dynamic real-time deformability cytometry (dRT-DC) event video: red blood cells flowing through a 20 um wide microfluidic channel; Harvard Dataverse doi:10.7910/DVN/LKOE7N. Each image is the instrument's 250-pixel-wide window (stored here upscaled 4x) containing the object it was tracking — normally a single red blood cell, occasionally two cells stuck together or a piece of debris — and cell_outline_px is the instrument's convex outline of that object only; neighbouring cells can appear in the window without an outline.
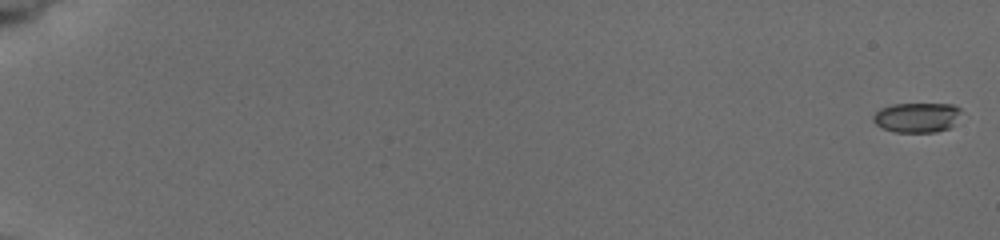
{"species": "common noctule bat (a hibernating species)", "species_latin": "Nyctalus noctula", "temperature_condition": "cold", "stored_images_in_passage": 12, "camera_frame_rate_fps": 3000, "um_per_image_px": 0.085, "animal": {"sex": "female", "body_mass_g": 19.5, "forearm_length_mm": 54.1}, "frame": {"image": 1, "passage_image": 1, "time_ms": 0.0, "image_size_px": [1000, 240], "cell_outline_px": [[960, 112], [952, 124], [948, 128], [936, 132], [896, 132], [884, 128], [876, 124], [872, 120], [872, 116], [880, 108], [892, 104], [952, 104], [960, 108]], "centroid_in_image_um": [77.89, 9.97], "position_along_channel_um": 7.1, "area_um2": 15.09}}
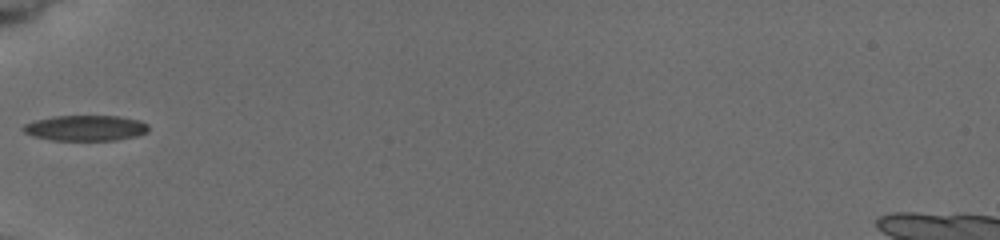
{"frame": {"image": 2, "passage_image": 9, "time_ms": 7.333, "image_size_px": [1000, 240], "cell_outline_px": [[148, 132], [136, 136], [116, 140], [52, 140], [32, 136], [24, 132], [20, 128], [24, 124], [36, 120], [52, 116], [120, 116], [140, 120], [148, 124]], "centroid_in_image_um": [7.27, 10.88], "position_along_channel_um": 77.7, "area_um2": 18.79}}
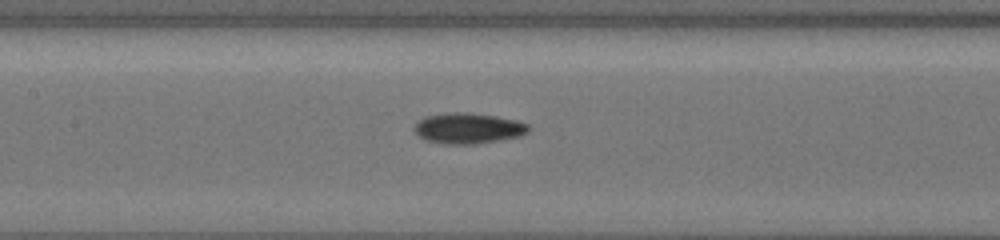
{"frame": {"image": 3, "passage_image": 12, "time_ms": 9.667, "image_size_px": [1000, 240], "cell_outline_px": [[528, 132], [520, 136], [500, 140], [476, 144], [444, 144], [428, 140], [420, 136], [412, 128], [424, 116], [452, 112], [464, 112], [496, 116], [516, 120], [528, 124]], "centroid_in_image_um": [39.8, 10.9], "position_along_channel_um": 167.6, "area_um2": 20.29}}